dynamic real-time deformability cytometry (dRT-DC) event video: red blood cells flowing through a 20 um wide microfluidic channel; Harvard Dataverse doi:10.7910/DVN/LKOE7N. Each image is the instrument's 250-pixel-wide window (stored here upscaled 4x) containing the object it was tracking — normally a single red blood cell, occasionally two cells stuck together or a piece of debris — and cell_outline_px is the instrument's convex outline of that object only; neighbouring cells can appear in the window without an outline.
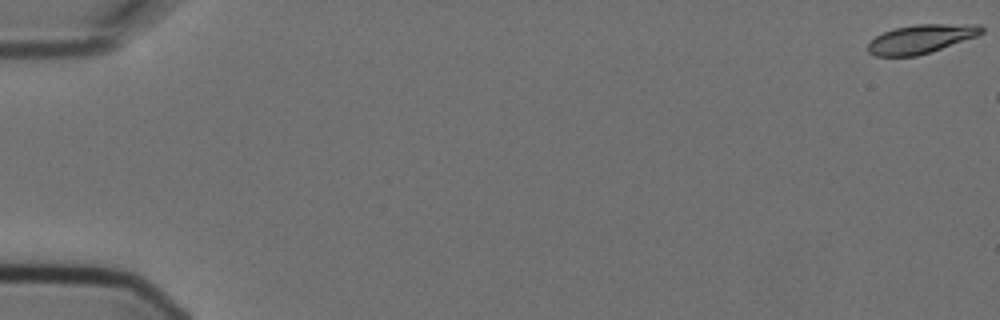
{"species": "Egyptian fruit bat (a non-hibernating species)", "species_latin": "Rousettus aegyptiacus", "temperature_condition": "cold", "stored_images_in_passage": 4, "camera_frame_rate_fps": 3000, "um_per_image_px": 0.085, "animal": {"sex": "female"}, "frame": {"image": 1, "passage_image": 1, "time_ms": 0.0, "image_size_px": [1000, 320], "cell_outline_px": [[984, 32], [976, 36], [916, 56], [876, 56], [868, 52], [868, 44], [876, 36], [884, 32], [896, 28], [916, 24], [980, 24], [984, 28]], "centroid_in_image_um": [78.29, 3.3], "position_along_channel_um": 6.7, "area_um2": 18.73}}